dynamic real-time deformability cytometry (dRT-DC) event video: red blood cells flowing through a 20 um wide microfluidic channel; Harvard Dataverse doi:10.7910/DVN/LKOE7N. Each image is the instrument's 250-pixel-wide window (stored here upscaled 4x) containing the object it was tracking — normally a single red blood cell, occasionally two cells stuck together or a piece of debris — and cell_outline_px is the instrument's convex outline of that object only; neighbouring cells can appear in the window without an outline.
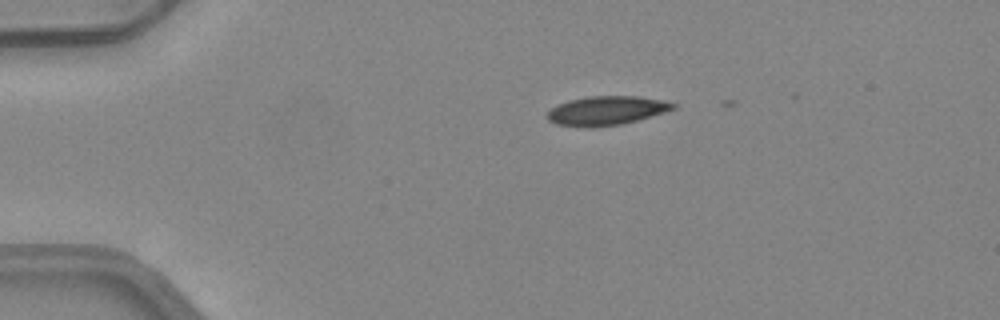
{"species": "common noctule bat (a hibernating species)", "species_latin": "Nyctalus noctula", "temperature_condition": "warm", "stored_images_in_passage": 3, "camera_frame_rate_fps": 3000, "um_per_image_px": 0.085, "animal": {"sex": "female", "body_mass_g": 24.6, "forearm_length_mm": 56.2}, "frame": {"image": 1, "passage_image": 1, "time_ms": 0.0, "image_size_px": [1000, 320], "cell_outline_px": [[676, 108], [664, 112], [636, 120], [620, 124], [596, 128], [588, 128], [556, 124], [548, 120], [544, 116], [556, 104], [568, 100], [588, 96], [640, 96], [660, 100], [676, 104]], "centroid_in_image_um": [51.48, 9.41], "position_along_channel_um": 33.5, "area_um2": 21.39}}